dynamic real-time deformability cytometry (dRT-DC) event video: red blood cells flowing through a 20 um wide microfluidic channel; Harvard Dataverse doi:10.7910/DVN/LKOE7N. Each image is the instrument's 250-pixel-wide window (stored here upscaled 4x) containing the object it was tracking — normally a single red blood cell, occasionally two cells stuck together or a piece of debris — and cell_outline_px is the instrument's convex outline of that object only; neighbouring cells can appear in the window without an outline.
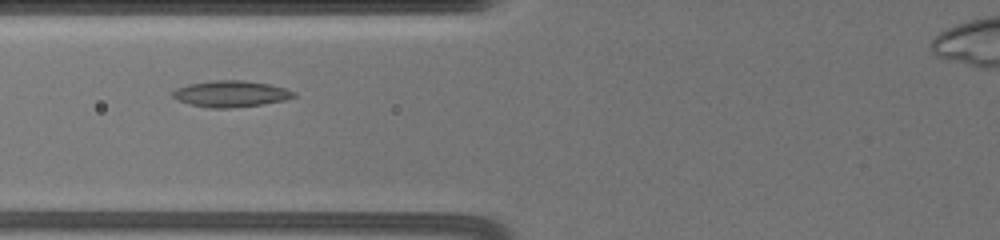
{"species": "common noctule bat (a hibernating species)", "species_latin": "Nyctalus noctula", "temperature_condition": "warm", "stored_images_in_passage": 17, "segment_of_instrument_passage": [1, 2], "camera_frame_rate_fps": 3000, "um_per_image_px": 0.085, "animal": {"sex": "female", "body_mass_g": 19.5, "forearm_length_mm": 54.1}, "frame": {"image": 1, "passage_image": 3, "time_ms": 2.333, "image_size_px": [1000, 240], "cell_outline_px": [[296, 96], [284, 100], [264, 104], [228, 108], [212, 108], [192, 104], [180, 100], [172, 96], [172, 92], [176, 88], [188, 84], [212, 80], [244, 80], [268, 84], [284, 88], [296, 92]], "centroid_in_image_um": [19.64, 7.96], "position_along_channel_um": 106.2, "area_um2": 18.38}}
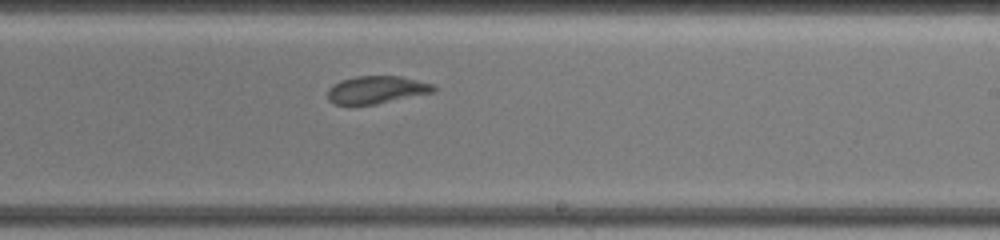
{"frame": {"image": 2, "passage_image": 9, "time_ms": 6.667, "image_size_px": [1000, 240], "cell_outline_px": [[436, 92], [376, 104], [332, 104], [328, 100], [328, 88], [332, 84], [340, 80], [356, 76], [400, 76], [436, 84]], "centroid_in_image_um": [32.03, 7.62], "position_along_channel_um": 257.0, "area_um2": 17.28}}
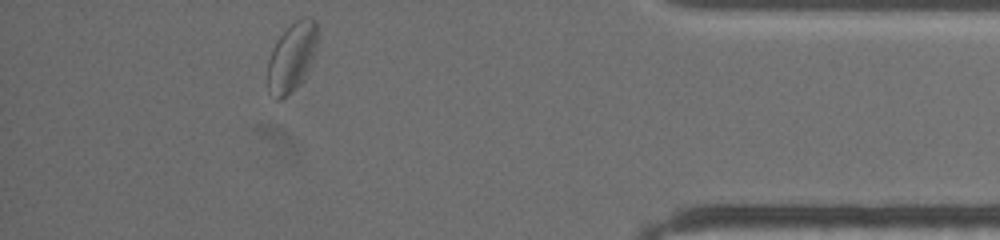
{"frame": {"image": 3, "passage_image": 15, "time_ms": 12.0, "image_size_px": [1000, 240], "cell_outline_px": [[316, 60], [304, 80], [300, 84], [280, 100], [276, 100], [268, 84], [268, 60], [272, 48], [276, 40], [300, 16], [312, 16], [316, 20]], "centroid_in_image_um": [24.86, 4.83], "position_along_channel_um": 410.3, "area_um2": 20.35}}